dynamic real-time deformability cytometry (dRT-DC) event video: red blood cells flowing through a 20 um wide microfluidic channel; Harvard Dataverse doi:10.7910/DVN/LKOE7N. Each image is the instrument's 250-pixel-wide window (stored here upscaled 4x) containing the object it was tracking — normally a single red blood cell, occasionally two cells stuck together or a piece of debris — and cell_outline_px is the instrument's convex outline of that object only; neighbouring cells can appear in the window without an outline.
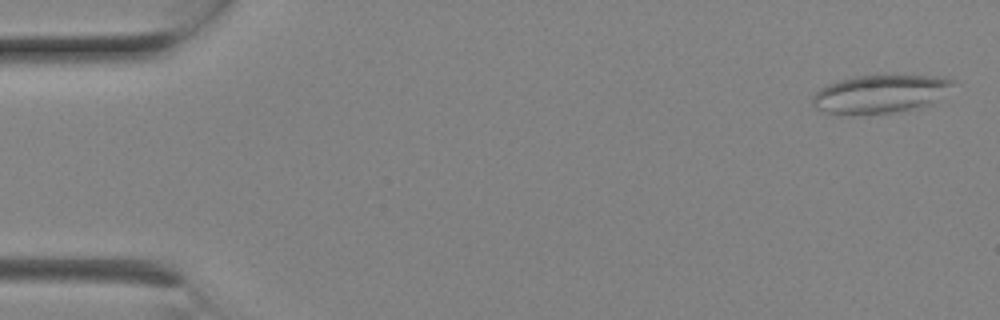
{"species": "Egyptian fruit bat (a non-hibernating species)", "species_latin": "Rousettus aegyptiacus", "temperature_condition": "room temperature", "stored_images_in_passage": 7, "camera_frame_rate_fps": 3000, "um_per_image_px": 0.085, "animal": {"sex": "female"}, "frame": {"image": 1, "passage_image": 1, "time_ms": 0.0, "image_size_px": [1000, 320], "cell_outline_px": [[960, 84], [932, 104], [920, 108], [892, 112], [852, 116], [828, 112], [816, 108], [812, 104], [812, 96], [820, 88], [828, 84], [852, 76], [944, 76], [956, 80]], "centroid_in_image_um": [74.91, 7.99], "position_along_channel_um": 10.1, "area_um2": 31.96}}